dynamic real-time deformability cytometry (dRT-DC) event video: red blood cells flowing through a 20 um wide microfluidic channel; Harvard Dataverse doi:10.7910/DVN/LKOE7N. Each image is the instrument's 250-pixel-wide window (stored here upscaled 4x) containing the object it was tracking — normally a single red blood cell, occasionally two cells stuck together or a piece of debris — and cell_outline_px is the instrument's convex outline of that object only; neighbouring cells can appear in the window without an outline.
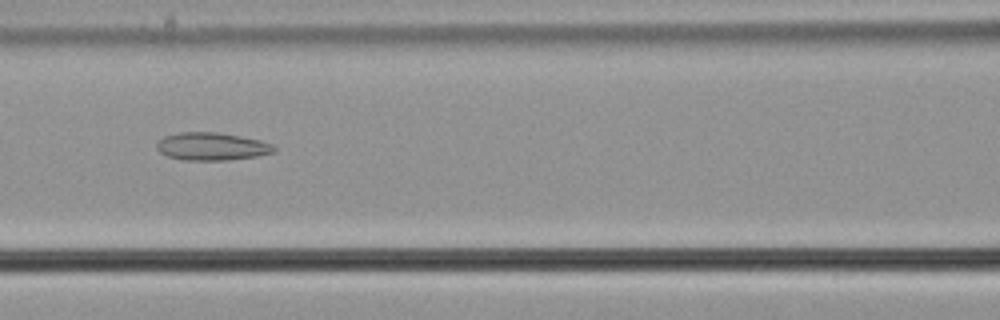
{"species": "common noctule bat (a hibernating species)", "species_latin": "Nyctalus noctula", "temperature_condition": "cold", "stored_images_in_passage": 32, "camera_frame_rate_fps": 3000, "um_per_image_px": 0.085, "animal": {"sex": "male", "body_mass_g": 21.5, "forearm_length_mm": 52.0}, "frame": {"image": 1, "passage_image": 7, "time_ms": 2.0, "image_size_px": [1000, 320], "cell_outline_px": [[276, 148], [272, 152], [260, 156], [228, 160], [184, 160], [168, 156], [160, 152], [156, 148], [156, 144], [164, 136], [180, 132], [216, 132], [240, 136], [260, 140], [272, 144]], "centroid_in_image_um": [18.0, 12.45], "position_along_channel_um": 148.6, "area_um2": 18.96}}
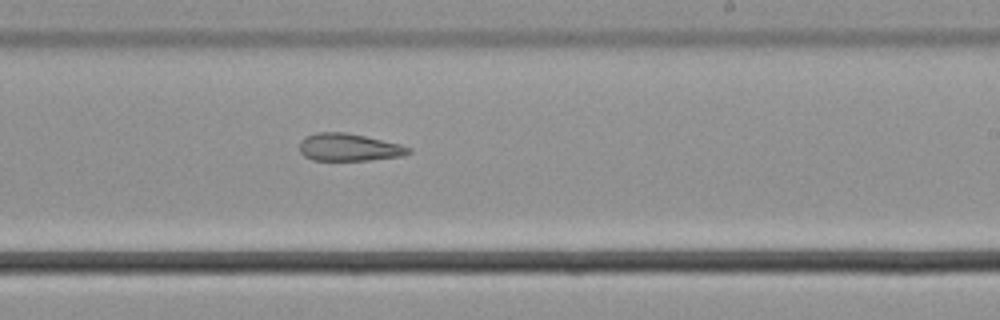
{"frame": {"image": 2, "passage_image": 16, "time_ms": 5.0, "image_size_px": [1000, 320], "cell_outline_px": [[412, 152], [400, 156], [368, 160], [312, 160], [304, 156], [300, 152], [300, 140], [304, 136], [316, 132], [344, 132], [364, 136], [400, 144], [412, 148]], "centroid_in_image_um": [29.62, 12.51], "position_along_channel_um": 259.4, "area_um2": 17.46}}
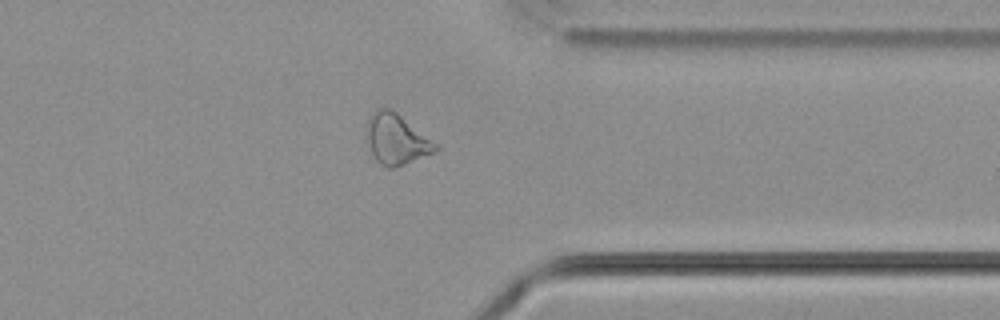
{"frame": {"image": 3, "passage_image": 26, "time_ms": 8.333, "image_size_px": [1000, 320], "cell_outline_px": [[440, 148], [436, 152], [404, 164], [392, 168], [388, 168], [380, 164], [376, 160], [372, 152], [368, 140], [368, 116], [376, 108], [388, 108], [396, 112], [436, 144]], "centroid_in_image_um": [33.69, 11.84], "position_along_channel_um": 377.7, "area_um2": 19.71}}